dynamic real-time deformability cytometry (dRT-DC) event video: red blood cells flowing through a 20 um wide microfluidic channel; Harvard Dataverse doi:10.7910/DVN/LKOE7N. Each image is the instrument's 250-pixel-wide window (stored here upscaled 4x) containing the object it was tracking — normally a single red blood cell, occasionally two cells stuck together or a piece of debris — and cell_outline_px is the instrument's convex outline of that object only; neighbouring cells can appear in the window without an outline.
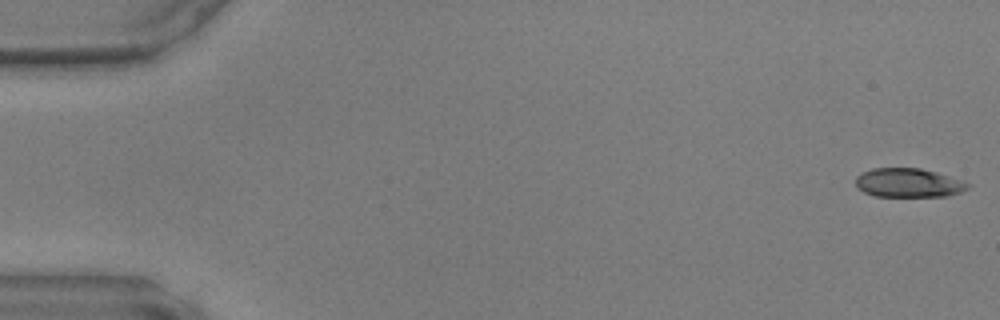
{"species": "common noctule bat (a hibernating species)", "species_latin": "Nyctalus noctula", "temperature_condition": "warm", "stored_images_in_passage": 47, "camera_frame_rate_fps": 3000, "um_per_image_px": 0.085, "animal": {"sex": "male", "body_mass_g": 17.9, "forearm_length_mm": 54.2}, "frame": {"image": 1, "passage_image": 1, "time_ms": 0.0, "image_size_px": [1000, 320], "cell_outline_px": [[972, 184], [968, 188], [960, 192], [948, 196], [876, 196], [864, 192], [856, 188], [856, 176], [860, 172], [872, 168], [920, 168], [936, 172], [964, 180]], "centroid_in_image_um": [77.22, 15.53], "position_along_channel_um": 7.8, "area_um2": 19.13}}
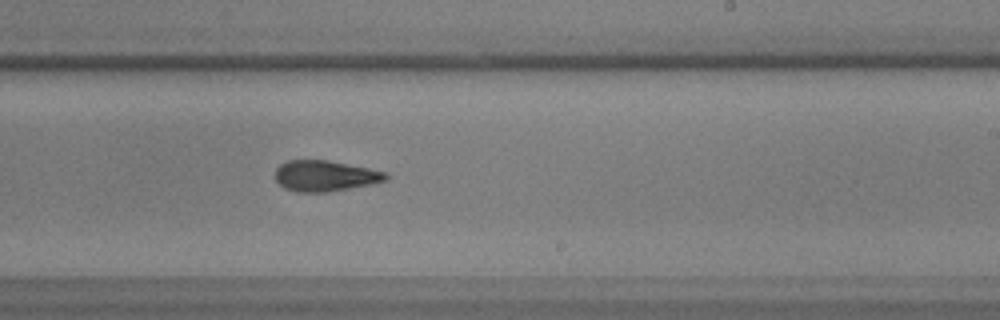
{"frame": {"image": 2, "passage_image": 29, "time_ms": 9.333, "image_size_px": [1000, 320], "cell_outline_px": [[388, 180], [372, 184], [328, 192], [300, 192], [284, 188], [276, 180], [276, 168], [280, 164], [288, 160], [328, 160], [388, 172]], "centroid_in_image_um": [27.65, 14.95], "position_along_channel_um": 261.3, "area_um2": 19.88}}
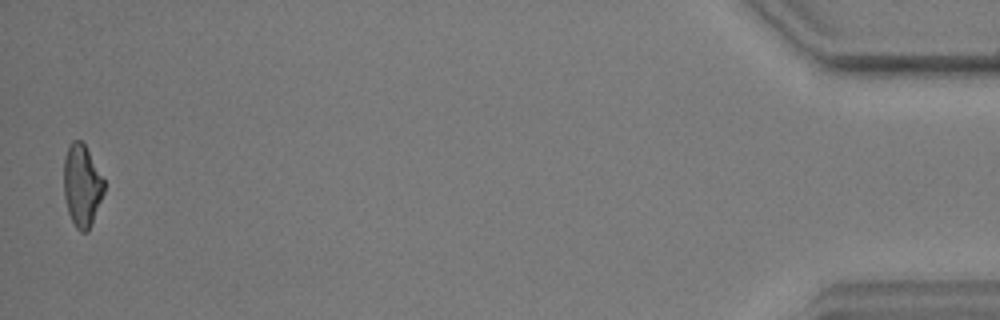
{"frame": {"image": 3, "passage_image": 47, "time_ms": 15.333, "image_size_px": [1000, 320], "cell_outline_px": [[104, 192], [92, 224], [88, 232], [80, 232], [76, 228], [68, 212], [64, 196], [64, 160], [68, 148], [72, 140], [80, 140], [84, 144], [104, 180]], "centroid_in_image_um": [6.96, 15.81], "position_along_channel_um": 428.2, "area_um2": 19.07}}